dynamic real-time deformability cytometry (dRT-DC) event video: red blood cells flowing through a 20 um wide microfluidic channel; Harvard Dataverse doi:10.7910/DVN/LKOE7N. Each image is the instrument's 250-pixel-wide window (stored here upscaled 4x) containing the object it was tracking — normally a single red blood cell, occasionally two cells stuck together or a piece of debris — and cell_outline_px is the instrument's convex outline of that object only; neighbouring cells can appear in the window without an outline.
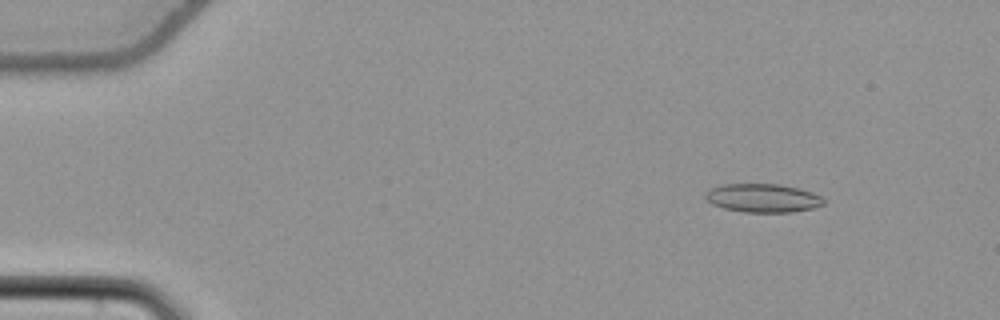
{"species": "common noctule bat (a hibernating species)", "species_latin": "Nyctalus noctula", "temperature_condition": "cold", "stored_images_in_passage": 56, "camera_frame_rate_fps": 3000, "um_per_image_px": 0.085, "animal": {"sex": "female", "body_mass_g": 22.7, "forearm_length_mm": 54.2}, "frame": {"image": 1, "passage_image": 8, "time_ms": 2.333, "image_size_px": [1000, 320], "cell_outline_px": [[824, 204], [812, 208], [792, 212], [744, 212], [724, 208], [712, 204], [704, 196], [704, 192], [708, 188], [724, 184], [780, 184], [800, 188], [812, 192], [820, 196], [824, 200]], "centroid_in_image_um": [64.81, 16.82], "position_along_channel_um": 20.2, "area_um2": 19.77}}
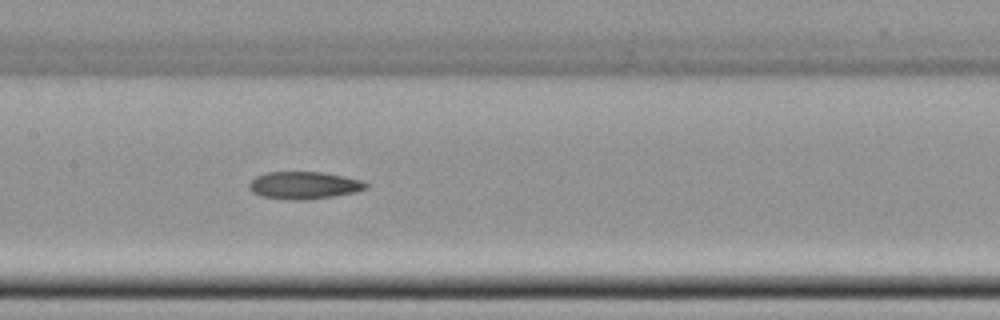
{"frame": {"image": 2, "passage_image": 29, "time_ms": 9.333, "image_size_px": [1000, 320], "cell_outline_px": [[368, 188], [356, 192], [332, 196], [304, 200], [296, 200], [260, 196], [252, 192], [248, 188], [248, 184], [256, 176], [264, 172], [320, 172], [344, 176], [364, 180], [368, 184]], "centroid_in_image_um": [25.85, 15.74], "position_along_channel_um": 181.6, "area_um2": 18.73}}
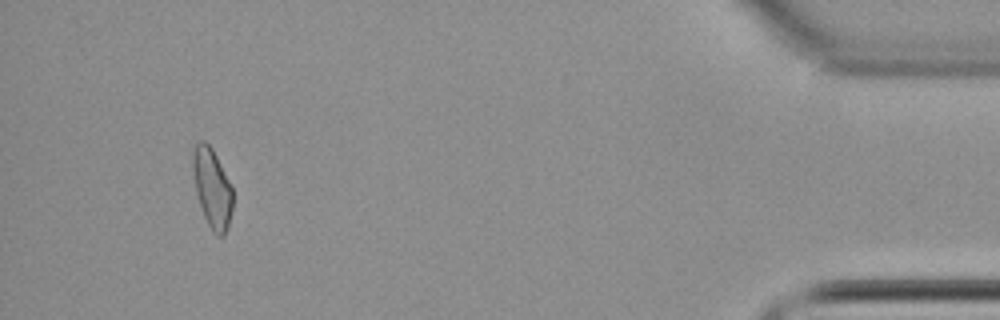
{"frame": {"image": 3, "passage_image": 53, "time_ms": 17.333, "image_size_px": [1000, 320], "cell_outline_px": [[232, 208], [228, 228], [224, 236], [216, 236], [212, 232], [204, 216], [196, 192], [192, 168], [192, 152], [196, 144], [200, 140], [204, 140], [212, 148], [232, 188]], "centroid_in_image_um": [18.02, 16.01], "position_along_channel_um": 417.2, "area_um2": 18.32}}